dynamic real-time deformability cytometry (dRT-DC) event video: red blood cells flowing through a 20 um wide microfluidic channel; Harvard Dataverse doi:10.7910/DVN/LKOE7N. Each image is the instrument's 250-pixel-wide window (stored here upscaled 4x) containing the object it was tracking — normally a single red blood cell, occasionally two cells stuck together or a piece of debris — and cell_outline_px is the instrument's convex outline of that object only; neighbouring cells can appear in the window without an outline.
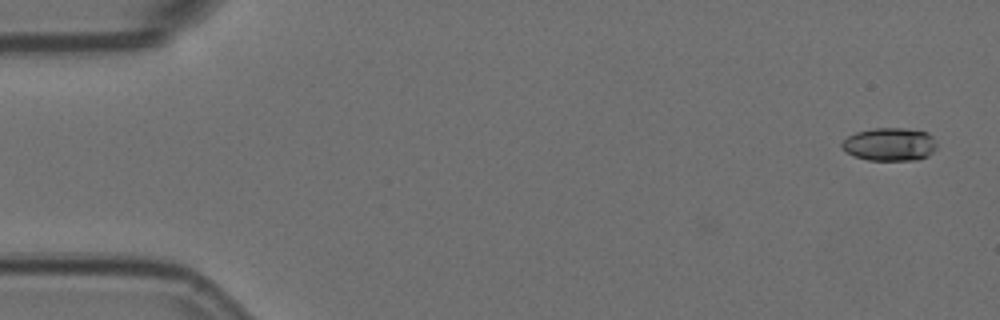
{"species": "Egyptian fruit bat (a non-hibernating species)", "species_latin": "Rousettus aegyptiacus", "temperature_condition": "room temperature", "stored_images_in_passage": 15, "camera_frame_rate_fps": 3000, "um_per_image_px": 0.085, "animal": {"sex": "female"}, "frame": {"image": 1, "passage_image": 1, "time_ms": 0.0, "image_size_px": [1000, 320], "cell_outline_px": [[936, 148], [928, 156], [916, 160], [868, 160], [856, 156], [840, 148], [840, 144], [848, 136], [856, 132], [872, 128], [904, 128], [928, 132], [932, 136], [936, 144]], "centroid_in_image_um": [75.63, 12.26], "position_along_channel_um": 9.4, "area_um2": 18.32}}
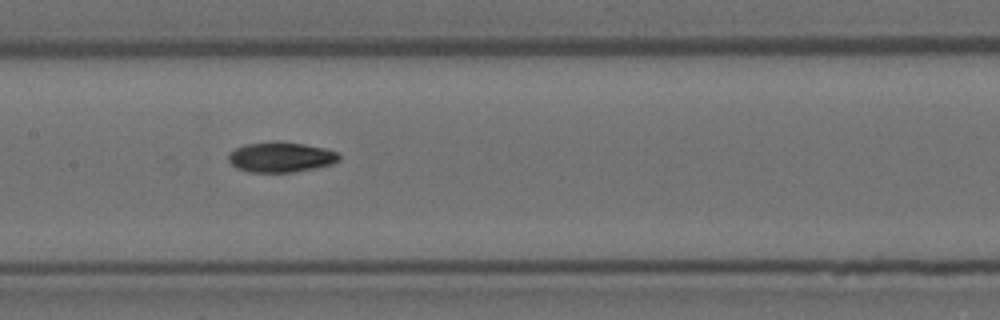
{"frame": {"image": 2, "passage_image": 7, "time_ms": 2.0, "image_size_px": [1000, 320], "cell_outline_px": [[340, 160], [332, 164], [316, 168], [296, 172], [248, 172], [236, 168], [228, 160], [228, 156], [236, 148], [244, 144], [272, 140], [280, 140], [304, 144], [324, 148], [336, 152], [340, 156]], "centroid_in_image_um": [23.87, 13.34], "position_along_channel_um": 183.5, "area_um2": 19.77}}
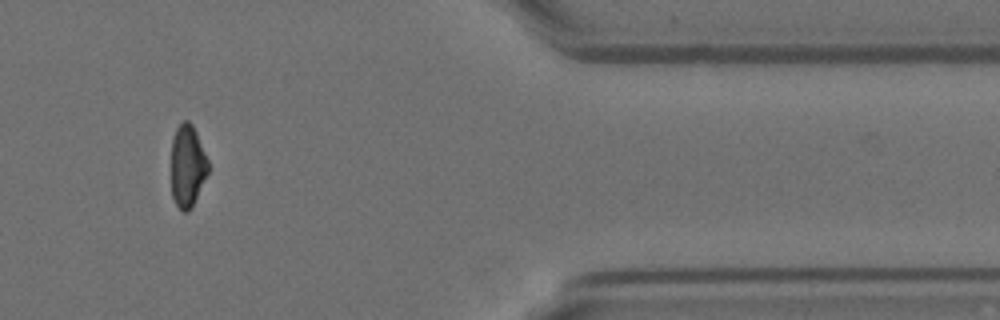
{"frame": {"image": 3, "passage_image": 12, "time_ms": 3.667, "image_size_px": [1000, 320], "cell_outline_px": [[208, 172], [192, 208], [188, 212], [184, 212], [176, 204], [172, 196], [172, 136], [176, 128], [184, 120], [188, 120], [192, 124], [196, 132], [208, 160]], "centroid_in_image_um": [15.93, 14.1], "position_along_channel_um": 395.5, "area_um2": 17.63}}